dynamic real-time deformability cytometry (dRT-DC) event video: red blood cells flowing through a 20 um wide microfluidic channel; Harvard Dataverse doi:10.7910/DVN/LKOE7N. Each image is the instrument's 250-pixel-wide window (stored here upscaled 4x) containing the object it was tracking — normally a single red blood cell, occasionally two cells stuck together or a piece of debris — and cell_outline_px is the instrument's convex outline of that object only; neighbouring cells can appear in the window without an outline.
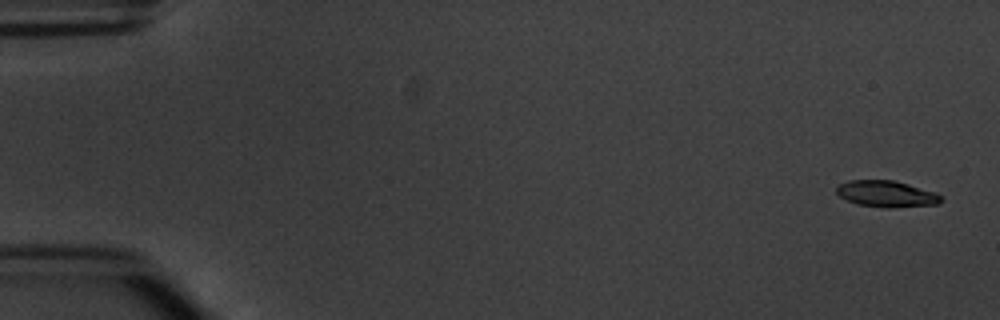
{"species": "common noctule bat (a hibernating species)", "species_latin": "Nyctalus noctula", "temperature_condition": "warm", "stored_images_in_passage": 4, "camera_frame_rate_fps": 3000, "um_per_image_px": 0.085, "animal": {"sex": "male", "body_mass_g": 20.1, "forearm_length_mm": 53.5}, "frame": {"image": 1, "passage_image": 1, "time_ms": 0.0, "image_size_px": [1000, 320], "cell_outline_px": [[944, 200], [940, 204], [896, 208], [884, 208], [856, 204], [840, 196], [836, 192], [836, 188], [840, 184], [848, 180], [892, 180], [908, 184], [936, 192]], "centroid_in_image_um": [75.38, 16.49], "position_along_channel_um": 9.6, "area_um2": 16.24}}
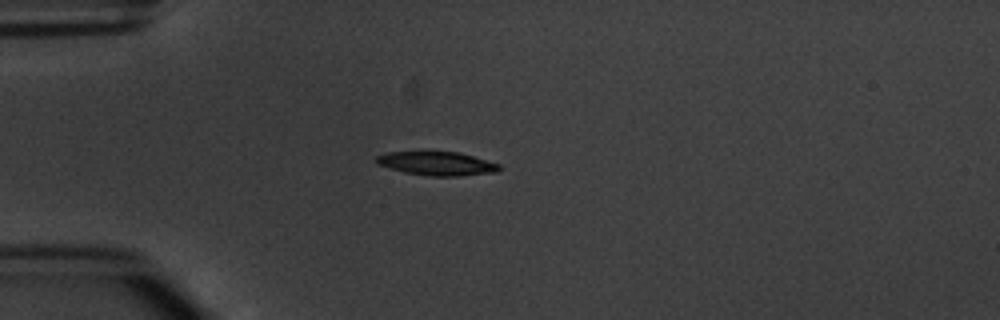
{"frame": {"image": 2, "passage_image": 4, "time_ms": 4.333, "image_size_px": [1000, 320], "cell_outline_px": [[500, 168], [496, 172], [456, 176], [432, 176], [404, 172], [376, 164], [376, 156], [384, 152], [460, 152], [500, 164]], "centroid_in_image_um": [37.12, 13.89], "position_along_channel_um": 47.9, "area_um2": 16.88}}